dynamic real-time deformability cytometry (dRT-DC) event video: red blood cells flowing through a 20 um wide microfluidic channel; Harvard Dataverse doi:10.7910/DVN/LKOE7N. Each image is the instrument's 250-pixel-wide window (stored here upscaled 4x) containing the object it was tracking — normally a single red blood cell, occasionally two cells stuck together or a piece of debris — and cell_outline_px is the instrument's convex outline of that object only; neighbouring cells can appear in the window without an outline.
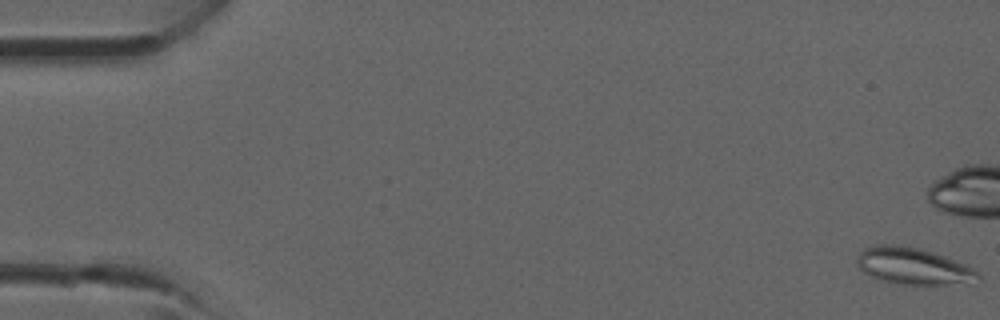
{"species": "common noctule bat (a hibernating species)", "species_latin": "Nyctalus noctula", "temperature_condition": "room temperature", "stored_images_in_passage": 39, "camera_frame_rate_fps": 3000, "um_per_image_px": 0.085, "animal": {"sex": "male", "forearm_length_mm": 52.5}, "frame": {"image": 1, "passage_image": 1, "time_ms": 0.0, "image_size_px": [1000, 320], "cell_outline_px": [[980, 276], [972, 284], [904, 284], [884, 280], [872, 276], [864, 272], [856, 264], [856, 260], [860, 252], [864, 248], [876, 244], [900, 244], [920, 248], [944, 256], [972, 268], [980, 272]], "centroid_in_image_um": [77.63, 22.6], "position_along_channel_um": 7.4, "area_um2": 25.78}}